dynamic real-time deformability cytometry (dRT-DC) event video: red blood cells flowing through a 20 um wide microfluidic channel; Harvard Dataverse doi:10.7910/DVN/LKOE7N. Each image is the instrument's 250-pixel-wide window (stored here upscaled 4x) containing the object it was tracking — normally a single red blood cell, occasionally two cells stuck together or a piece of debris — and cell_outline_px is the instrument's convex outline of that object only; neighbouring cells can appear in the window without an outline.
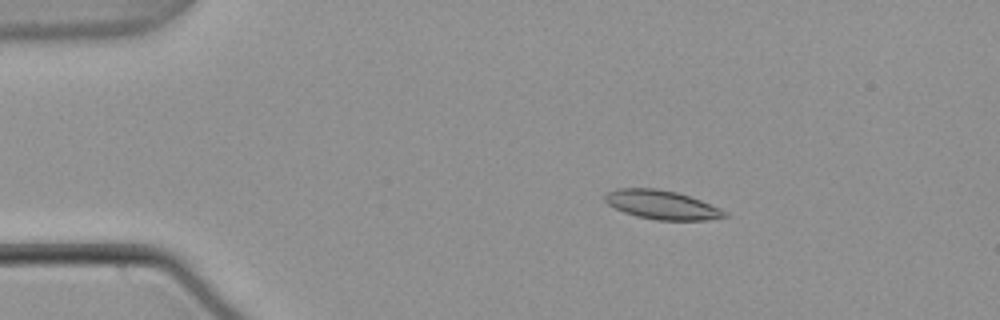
{"species": "common noctule bat (a hibernating species)", "species_latin": "Nyctalus noctula", "temperature_condition": "warm", "stored_images_in_passage": 55, "camera_frame_rate_fps": 3000, "um_per_image_px": 0.085, "animal": {"sex": "male", "body_mass_g": 21.5, "forearm_length_mm": 52.0}, "frame": {"image": 1, "passage_image": 10, "time_ms": 3.0, "image_size_px": [1000, 320], "cell_outline_px": [[728, 216], [708, 220], [656, 220], [636, 216], [624, 212], [608, 204], [604, 200], [604, 196], [608, 192], [616, 188], [656, 188], [676, 192], [700, 200], [720, 208], [728, 212]], "centroid_in_image_um": [56.26, 17.41], "position_along_channel_um": 28.7, "area_um2": 20.11}}
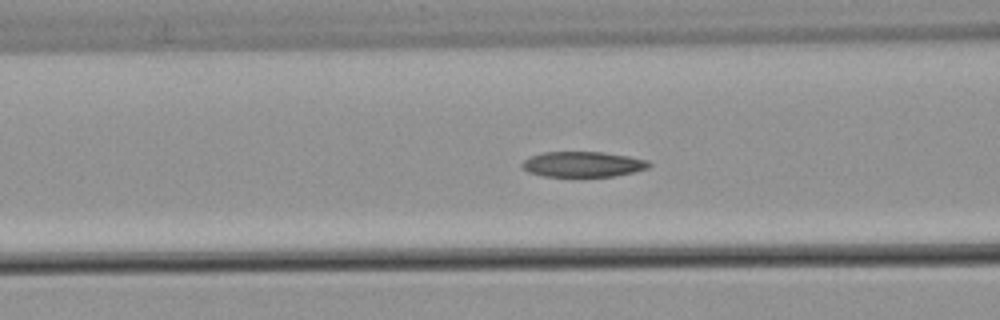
{"frame": {"image": 2, "passage_image": 22, "time_ms": 7.0, "image_size_px": [1000, 320], "cell_outline_px": [[652, 164], [648, 168], [632, 172], [612, 176], [544, 176], [528, 172], [520, 164], [524, 160], [532, 156], [544, 152], [604, 152], [628, 156], [648, 160]], "centroid_in_image_um": [49.56, 13.95], "position_along_channel_um": 117.0, "area_um2": 18.61}}
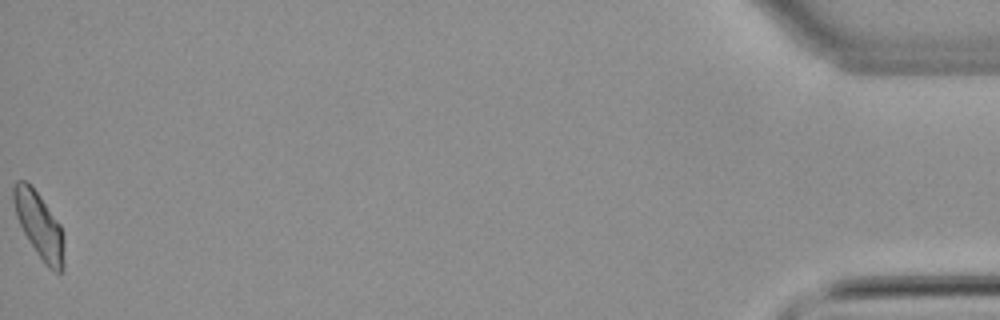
{"frame": {"image": 3, "passage_image": 55, "time_ms": 18.0, "image_size_px": [1000, 320], "cell_outline_px": [[64, 268], [60, 272], [52, 272], [44, 264], [28, 240], [16, 216], [12, 196], [12, 184], [16, 180], [24, 180], [36, 192], [60, 224], [64, 236]], "centroid_in_image_um": [3.34, 19.19], "position_along_channel_um": 431.9, "area_um2": 19.36}, "authors_computed_cell_mechanics": {"area_um2": 19.363, "velocity_mm_per_s": 3.7843, "shape_relaxation_time_tau1_ms": null, "shape_relaxation_time_tau2_ms": 4.5767, "deformation_change_tau1": null, "deformation_change_tau2": 0.1124}}